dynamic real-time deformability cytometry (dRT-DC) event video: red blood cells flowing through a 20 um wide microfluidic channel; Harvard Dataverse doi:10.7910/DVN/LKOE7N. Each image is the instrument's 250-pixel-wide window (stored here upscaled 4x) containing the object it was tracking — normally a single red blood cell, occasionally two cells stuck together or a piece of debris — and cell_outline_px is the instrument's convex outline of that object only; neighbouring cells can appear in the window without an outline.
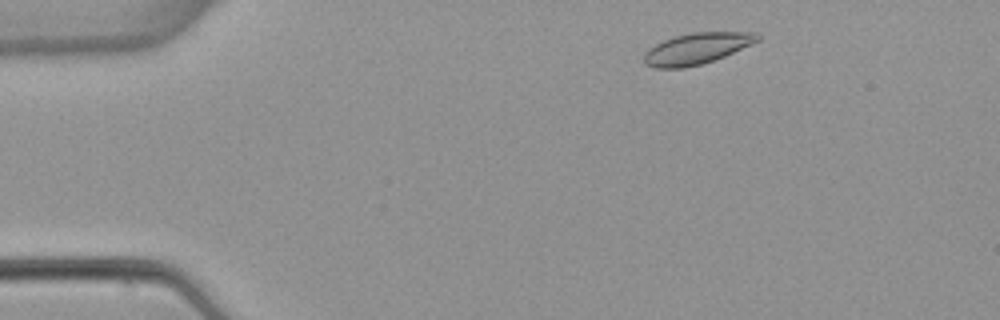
{"species": "common noctule bat (a hibernating species)", "species_latin": "Nyctalus noctula", "temperature_condition": "warm", "stored_images_in_passage": 3, "camera_frame_rate_fps": 3000, "um_per_image_px": 0.085, "animal": {"sex": "female", "body_mass_g": 22.7, "forearm_length_mm": 54.2}, "frame": {"image": 1, "passage_image": 1, "time_ms": 0.0, "image_size_px": [1000, 320], "cell_outline_px": [[760, 40], [724, 56], [700, 64], [684, 68], [652, 68], [644, 64], [644, 52], [648, 48], [664, 40], [676, 36], [692, 32], [756, 32], [760, 36]], "centroid_in_image_um": [59.19, 4.13], "position_along_channel_um": 25.8, "area_um2": 20.52}}